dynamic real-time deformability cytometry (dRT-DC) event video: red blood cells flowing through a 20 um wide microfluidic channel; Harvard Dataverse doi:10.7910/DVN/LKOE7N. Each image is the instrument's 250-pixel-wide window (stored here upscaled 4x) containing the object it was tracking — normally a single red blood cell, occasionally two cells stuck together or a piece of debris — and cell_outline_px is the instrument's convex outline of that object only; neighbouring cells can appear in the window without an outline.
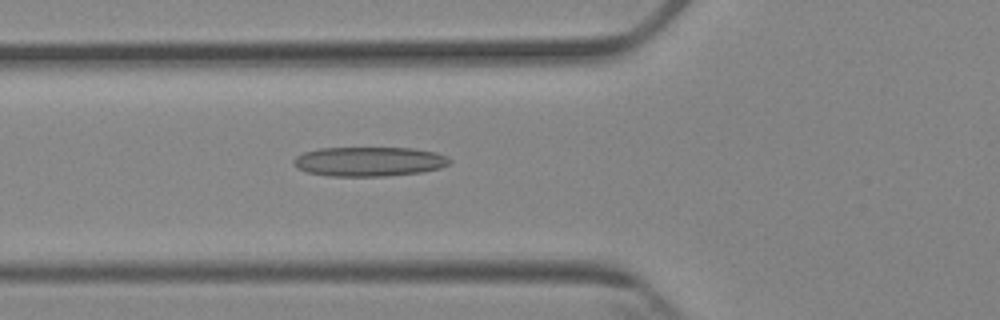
{"species": "Egyptian fruit bat (a non-hibernating species)", "species_latin": "Rousettus aegyptiacus", "temperature_condition": "cold", "stored_images_in_passage": 6, "camera_frame_rate_fps": 3000, "um_per_image_px": 0.085, "animal": {"sex": "female"}, "frame": {"image": 1, "passage_image": 6, "time_ms": 5.667, "image_size_px": [1000, 320], "cell_outline_px": [[452, 164], [440, 168], [420, 172], [384, 176], [328, 176], [308, 172], [296, 168], [292, 164], [292, 160], [296, 156], [304, 152], [320, 148], [412, 148], [436, 152], [448, 156], [452, 160]], "centroid_in_image_um": [31.38, 13.73], "position_along_channel_um": 94.4, "area_um2": 26.99}}